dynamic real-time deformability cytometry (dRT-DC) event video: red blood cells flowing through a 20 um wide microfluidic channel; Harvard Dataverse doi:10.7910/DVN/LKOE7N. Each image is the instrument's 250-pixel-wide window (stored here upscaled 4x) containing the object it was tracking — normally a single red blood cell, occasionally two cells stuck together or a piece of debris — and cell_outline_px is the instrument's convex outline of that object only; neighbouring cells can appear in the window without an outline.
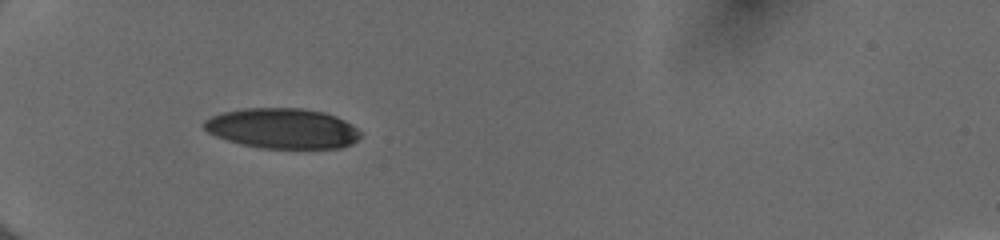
{"species": "human", "species_latin": "Homo sapiens", "temperature_condition": "cold", "stored_images_in_passage": 25, "camera_frame_rate_fps": 3000, "um_per_image_px": 0.085, "donor": {"sex": "female"}, "frame": {"image": 1, "passage_image": 1, "time_ms": 0.0, "image_size_px": [1000, 240], "cell_outline_px": [[360, 136], [352, 144], [340, 148], [260, 148], [228, 140], [216, 136], [208, 132], [204, 128], [204, 120], [212, 116], [224, 112], [244, 108], [304, 108], [324, 112], [336, 116], [352, 124], [360, 132]], "centroid_in_image_um": [24.03, 10.91], "position_along_channel_um": 61.0, "area_um2": 36.59}}
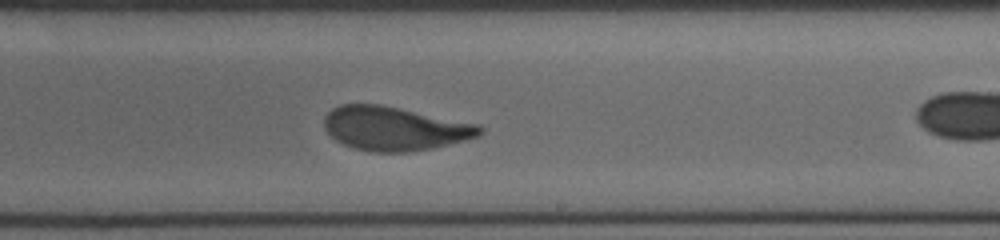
{"frame": {"image": 2, "passage_image": 13, "time_ms": 4.0, "image_size_px": [1000, 240], "cell_outline_px": [[484, 132], [480, 136], [432, 148], [408, 152], [372, 152], [356, 148], [344, 144], [336, 140], [324, 128], [324, 116], [332, 108], [340, 104], [380, 104], [476, 124], [484, 128]], "centroid_in_image_um": [33.51, 10.92], "position_along_channel_um": 255.5, "area_um2": 39.48}}
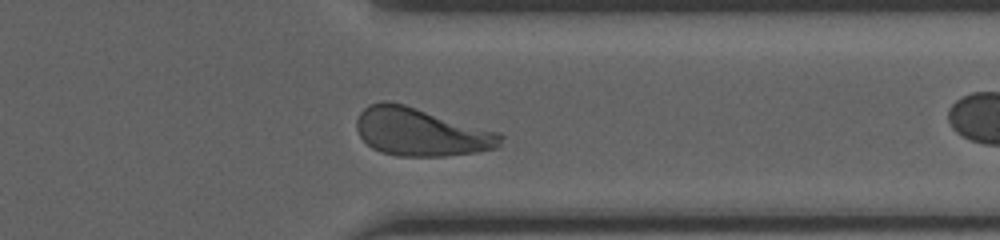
{"frame": {"image": 3, "passage_image": 22, "time_ms": 7.0, "image_size_px": [1000, 240], "cell_outline_px": [[504, 136], [500, 144], [496, 148], [476, 152], [444, 156], [396, 156], [380, 152], [372, 148], [360, 136], [356, 128], [356, 120], [360, 112], [368, 104], [384, 100], [388, 100], [404, 104], [500, 132]], "centroid_in_image_um": [35.76, 11.21], "position_along_channel_um": 375.6, "area_um2": 40.46}}